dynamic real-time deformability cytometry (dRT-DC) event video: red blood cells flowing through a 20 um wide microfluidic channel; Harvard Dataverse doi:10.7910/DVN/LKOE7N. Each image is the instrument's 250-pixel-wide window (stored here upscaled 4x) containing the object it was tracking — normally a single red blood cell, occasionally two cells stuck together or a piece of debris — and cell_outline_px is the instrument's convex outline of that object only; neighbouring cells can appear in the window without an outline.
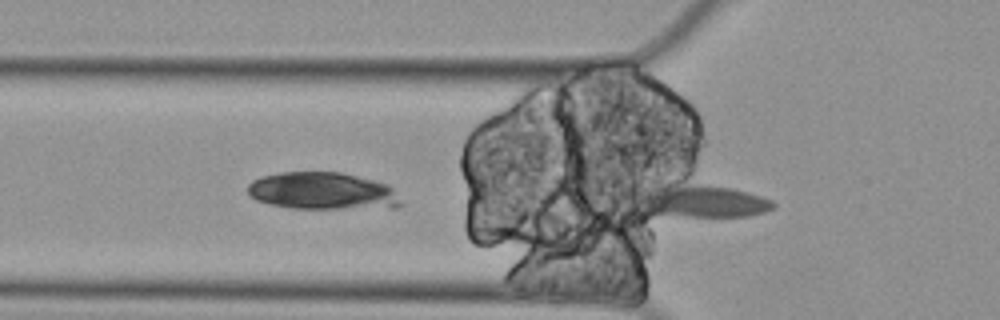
{"species": "Egyptian fruit bat (a non-hibernating species)", "species_latin": "Rousettus aegyptiacus", "temperature_condition": "cold", "stored_images_in_passage": 10, "camera_frame_rate_fps": 3000, "um_per_image_px": 0.085, "animal": {"sex": "female"}, "frame": {"image": 1, "passage_image": 10, "time_ms": 3.0, "image_size_px": [1000, 320], "cell_outline_px": [[776, 204], [772, 208], [764, 212], [748, 216], [648, 216], [624, 200], [620, 192], [684, 172], [760, 196], [772, 200]], "centroid_in_image_um": [59.0, 16.87], "position_along_channel_um": 66.8, "area_um2": 32.43}}